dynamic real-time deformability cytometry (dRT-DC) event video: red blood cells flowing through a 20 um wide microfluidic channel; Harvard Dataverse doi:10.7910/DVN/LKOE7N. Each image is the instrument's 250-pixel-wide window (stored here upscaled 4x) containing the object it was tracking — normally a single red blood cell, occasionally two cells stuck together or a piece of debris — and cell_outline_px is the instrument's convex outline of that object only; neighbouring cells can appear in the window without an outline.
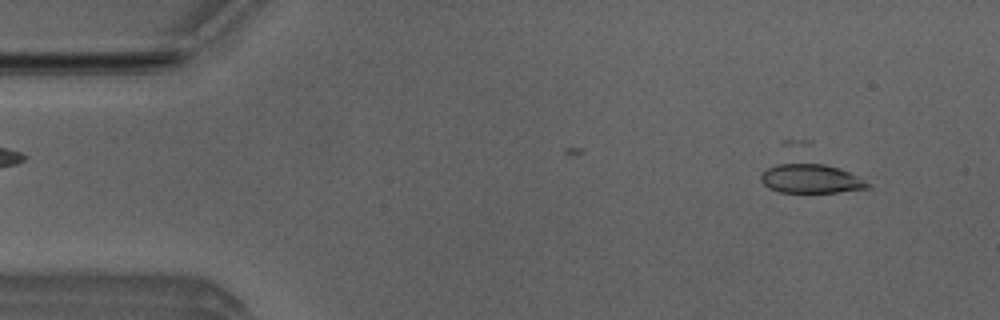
{"species": "Egyptian fruit bat (a non-hibernating species)", "species_latin": "Rousettus aegyptiacus", "temperature_condition": "room temperature", "stored_images_in_passage": 3, "camera_frame_rate_fps": 3000, "um_per_image_px": 0.085, "animal": {"sex": "male"}, "frame": {"image": 1, "passage_image": 1, "time_ms": 0.0, "image_size_px": [1000, 320], "cell_outline_px": [[868, 188], [836, 192], [780, 192], [768, 188], [760, 180], [760, 176], [768, 168], [784, 160], [804, 160], [824, 164], [840, 168], [856, 176], [868, 184]], "centroid_in_image_um": [68.82, 15.12], "position_along_channel_um": 16.2, "area_um2": 18.61}}